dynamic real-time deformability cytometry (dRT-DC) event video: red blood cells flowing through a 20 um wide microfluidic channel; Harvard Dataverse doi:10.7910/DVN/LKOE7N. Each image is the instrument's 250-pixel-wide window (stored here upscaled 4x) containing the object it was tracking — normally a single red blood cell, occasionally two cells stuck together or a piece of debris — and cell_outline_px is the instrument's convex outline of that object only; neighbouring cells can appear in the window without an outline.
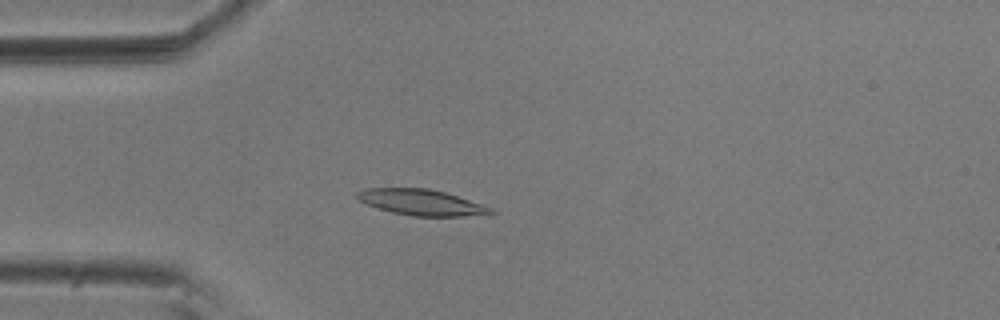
{"species": "common noctule bat (a hibernating species)", "species_latin": "Nyctalus noctula", "temperature_condition": "room temperature", "stored_images_in_passage": 44, "camera_frame_rate_fps": 3000, "um_per_image_px": 0.085, "animal": {"sex": "male", "body_mass_g": 20.5, "forearm_length_mm": 52.5}, "frame": {"image": 1, "passage_image": 14, "time_ms": 4.333, "image_size_px": [1000, 320], "cell_outline_px": [[496, 212], [492, 216], [412, 216], [392, 212], [368, 204], [360, 200], [356, 196], [356, 192], [364, 188], [428, 188], [444, 192], [492, 208]], "centroid_in_image_um": [35.88, 17.21], "position_along_channel_um": 49.1, "area_um2": 20.11}}
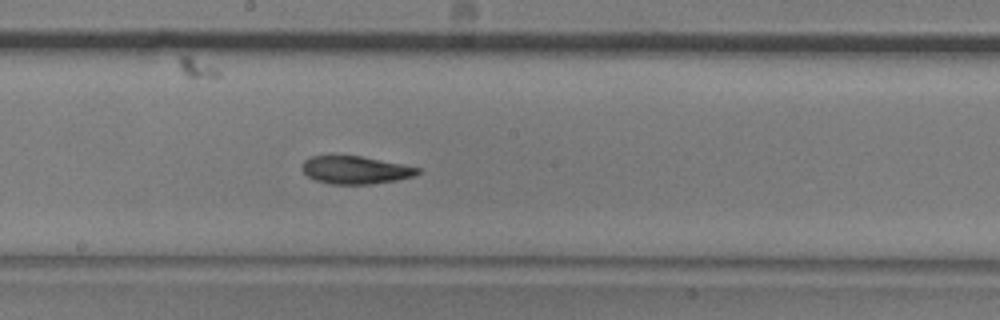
{"frame": {"image": 2, "passage_image": 29, "time_ms": 9.333, "image_size_px": [1000, 320], "cell_outline_px": [[420, 172], [412, 176], [396, 180], [368, 184], [332, 184], [316, 180], [308, 176], [300, 168], [300, 164], [308, 156], [360, 156], [420, 168]], "centroid_in_image_um": [30.14, 14.44], "position_along_channel_um": 218.1, "area_um2": 18.5}}
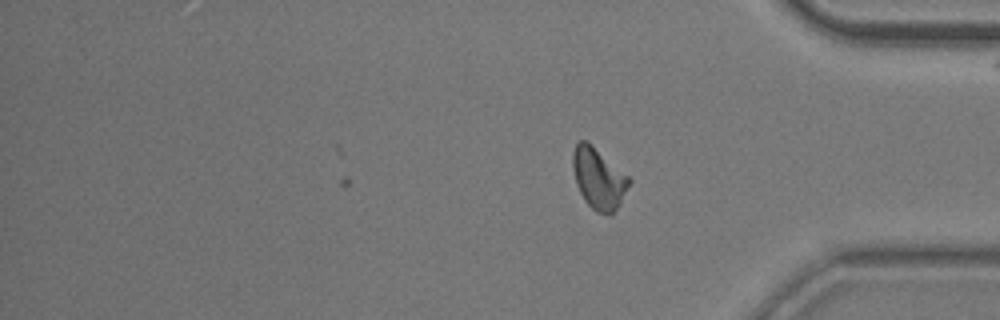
{"frame": {"image": 3, "passage_image": 44, "time_ms": 14.333, "image_size_px": [1000, 320], "cell_outline_px": [[632, 180], [620, 204], [612, 216], [596, 212], [584, 200], [576, 184], [572, 168], [572, 152], [576, 144], [580, 140], [588, 140], [628, 176]], "centroid_in_image_um": [50.87, 15.17], "position_along_channel_um": 384.3, "area_um2": 20.29}, "authors_computed_cell_mechanics": {"area_um2": 19.6231, "velocity_mm_per_s": 3.5904, "shape_relaxation_time_tau1_ms": 7.1066, "shape_relaxation_time_tau2_ms": 3.7151, "deformation_change_tau1": 0.1916, "deformation_change_tau2": 0.1046}}